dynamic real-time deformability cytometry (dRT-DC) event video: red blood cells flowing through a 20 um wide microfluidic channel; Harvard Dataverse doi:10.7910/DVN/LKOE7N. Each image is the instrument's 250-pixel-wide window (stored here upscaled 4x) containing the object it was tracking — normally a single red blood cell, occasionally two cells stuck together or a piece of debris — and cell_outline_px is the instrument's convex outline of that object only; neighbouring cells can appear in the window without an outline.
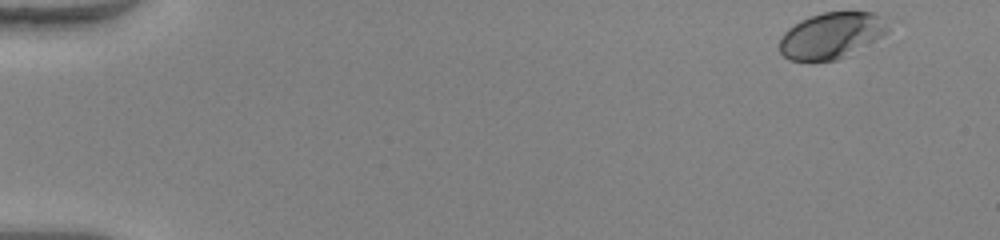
{"species": "human", "species_latin": "Homo sapiens", "temperature_condition": "warm", "stored_images_in_passage": 49, "camera_frame_rate_fps": 3000, "um_per_image_px": 0.085, "donor": {"sex": "female"}, "frame": {"image": 1, "passage_image": 1, "time_ms": 0.0, "image_size_px": [1000, 240], "cell_outline_px": [[892, 24], [888, 32], [836, 60], [788, 60], [780, 52], [780, 40], [784, 32], [788, 28], [800, 20], [808, 16], [824, 12], [872, 12], [888, 20]], "centroid_in_image_um": [70.67, 2.98], "position_along_channel_um": 14.3, "area_um2": 28.84}}
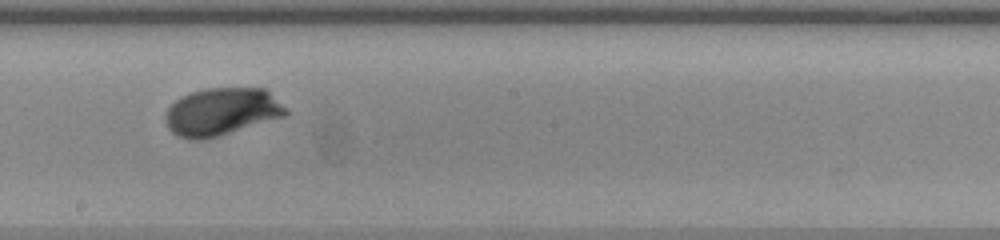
{"frame": {"image": 2, "passage_image": 28, "time_ms": 9.0, "image_size_px": [1000, 240], "cell_outline_px": [[288, 112], [284, 116], [220, 136], [204, 140], [188, 140], [176, 136], [168, 128], [164, 120], [164, 116], [168, 108], [176, 100], [192, 92], [204, 88], [264, 88], [288, 108]], "centroid_in_image_um": [18.82, 9.51], "position_along_channel_um": 229.4, "area_um2": 33.58}}
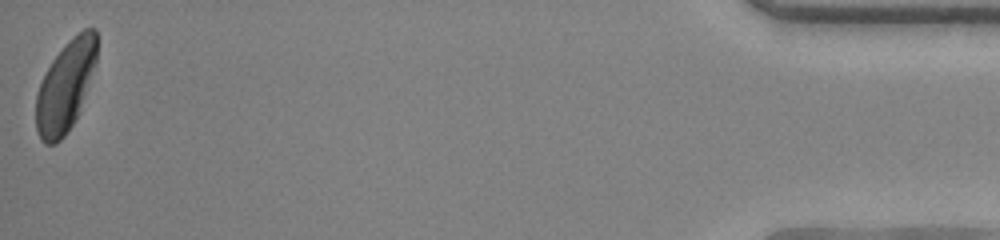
{"frame": {"image": 3, "passage_image": 49, "time_ms": 16.0, "image_size_px": [1000, 240], "cell_outline_px": [[96, 64], [80, 112], [64, 136], [56, 144], [44, 144], [40, 140], [36, 128], [36, 96], [40, 84], [52, 60], [68, 40], [72, 36], [84, 28], [96, 28]], "centroid_in_image_um": [5.57, 7.34], "position_along_channel_um": 429.6, "area_um2": 32.14}, "authors_computed_cell_mechanics": {"area_um2": 31.8478, "velocity_mm_per_s": 4.0783, "shape_relaxation_time_tau1_ms": 1.853, "shape_relaxation_time_tau2_ms": null, "deformation_change_tau1": 0.1421, "deformation_change_tau2": null}}